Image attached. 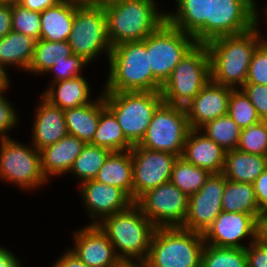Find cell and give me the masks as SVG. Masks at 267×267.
<instances>
[{"label":"cell","mask_w":267,"mask_h":267,"mask_svg":"<svg viewBox=\"0 0 267 267\" xmlns=\"http://www.w3.org/2000/svg\"><path fill=\"white\" fill-rule=\"evenodd\" d=\"M114 267H147V265H146L145 261H135V262H133V261H128V260H121Z\"/></svg>","instance_id":"db71d44e"},{"label":"cell","mask_w":267,"mask_h":267,"mask_svg":"<svg viewBox=\"0 0 267 267\" xmlns=\"http://www.w3.org/2000/svg\"><path fill=\"white\" fill-rule=\"evenodd\" d=\"M241 128H247L261 121L254 105L244 91L237 88L231 91L227 113Z\"/></svg>","instance_id":"8d00e7d4"},{"label":"cell","mask_w":267,"mask_h":267,"mask_svg":"<svg viewBox=\"0 0 267 267\" xmlns=\"http://www.w3.org/2000/svg\"><path fill=\"white\" fill-rule=\"evenodd\" d=\"M200 129L225 151L237 148L242 130L228 114L207 122Z\"/></svg>","instance_id":"e575fe53"},{"label":"cell","mask_w":267,"mask_h":267,"mask_svg":"<svg viewBox=\"0 0 267 267\" xmlns=\"http://www.w3.org/2000/svg\"><path fill=\"white\" fill-rule=\"evenodd\" d=\"M178 10L166 13V21L184 33L192 35L196 43H207V19H210V0H175Z\"/></svg>","instance_id":"ffe728a7"},{"label":"cell","mask_w":267,"mask_h":267,"mask_svg":"<svg viewBox=\"0 0 267 267\" xmlns=\"http://www.w3.org/2000/svg\"><path fill=\"white\" fill-rule=\"evenodd\" d=\"M12 31L32 37L36 41L41 39L40 13L31 11L19 2L12 4Z\"/></svg>","instance_id":"f35d334b"},{"label":"cell","mask_w":267,"mask_h":267,"mask_svg":"<svg viewBox=\"0 0 267 267\" xmlns=\"http://www.w3.org/2000/svg\"><path fill=\"white\" fill-rule=\"evenodd\" d=\"M257 240L267 247V213L261 214L257 220Z\"/></svg>","instance_id":"f907efd6"},{"label":"cell","mask_w":267,"mask_h":267,"mask_svg":"<svg viewBox=\"0 0 267 267\" xmlns=\"http://www.w3.org/2000/svg\"><path fill=\"white\" fill-rule=\"evenodd\" d=\"M20 0H0V3H5V4H13V3H17Z\"/></svg>","instance_id":"9f6ffc18"},{"label":"cell","mask_w":267,"mask_h":267,"mask_svg":"<svg viewBox=\"0 0 267 267\" xmlns=\"http://www.w3.org/2000/svg\"><path fill=\"white\" fill-rule=\"evenodd\" d=\"M74 236L75 246L70 251L88 267H114L121 261L98 224H88Z\"/></svg>","instance_id":"d6986e66"},{"label":"cell","mask_w":267,"mask_h":267,"mask_svg":"<svg viewBox=\"0 0 267 267\" xmlns=\"http://www.w3.org/2000/svg\"><path fill=\"white\" fill-rule=\"evenodd\" d=\"M0 144V179L23 189L39 188L47 183L38 149L11 138H0Z\"/></svg>","instance_id":"30bf717a"},{"label":"cell","mask_w":267,"mask_h":267,"mask_svg":"<svg viewBox=\"0 0 267 267\" xmlns=\"http://www.w3.org/2000/svg\"><path fill=\"white\" fill-rule=\"evenodd\" d=\"M211 174L209 170L194 166L180 156L173 164L170 182L189 197L200 190Z\"/></svg>","instance_id":"d6a6232c"},{"label":"cell","mask_w":267,"mask_h":267,"mask_svg":"<svg viewBox=\"0 0 267 267\" xmlns=\"http://www.w3.org/2000/svg\"><path fill=\"white\" fill-rule=\"evenodd\" d=\"M249 243V247L245 248L247 267H267V247L258 240Z\"/></svg>","instance_id":"ee69618b"},{"label":"cell","mask_w":267,"mask_h":267,"mask_svg":"<svg viewBox=\"0 0 267 267\" xmlns=\"http://www.w3.org/2000/svg\"><path fill=\"white\" fill-rule=\"evenodd\" d=\"M106 107L115 115L125 137L138 144L157 108L164 102L161 91L101 92Z\"/></svg>","instance_id":"8992f818"},{"label":"cell","mask_w":267,"mask_h":267,"mask_svg":"<svg viewBox=\"0 0 267 267\" xmlns=\"http://www.w3.org/2000/svg\"><path fill=\"white\" fill-rule=\"evenodd\" d=\"M234 88L214 83L211 79L187 104L185 110L191 129H199L207 122L227 115L228 101Z\"/></svg>","instance_id":"e0dca14e"},{"label":"cell","mask_w":267,"mask_h":267,"mask_svg":"<svg viewBox=\"0 0 267 267\" xmlns=\"http://www.w3.org/2000/svg\"><path fill=\"white\" fill-rule=\"evenodd\" d=\"M73 50L68 41H48L39 39L35 43L34 56L28 72L46 74L48 70L72 56Z\"/></svg>","instance_id":"1f68e13d"},{"label":"cell","mask_w":267,"mask_h":267,"mask_svg":"<svg viewBox=\"0 0 267 267\" xmlns=\"http://www.w3.org/2000/svg\"><path fill=\"white\" fill-rule=\"evenodd\" d=\"M111 153L112 151L107 148L87 143L68 173L75 174L79 180L81 179L80 182L94 180Z\"/></svg>","instance_id":"836d02e7"},{"label":"cell","mask_w":267,"mask_h":267,"mask_svg":"<svg viewBox=\"0 0 267 267\" xmlns=\"http://www.w3.org/2000/svg\"><path fill=\"white\" fill-rule=\"evenodd\" d=\"M222 210L261 216L252 183L226 179L222 196Z\"/></svg>","instance_id":"f546056e"},{"label":"cell","mask_w":267,"mask_h":267,"mask_svg":"<svg viewBox=\"0 0 267 267\" xmlns=\"http://www.w3.org/2000/svg\"><path fill=\"white\" fill-rule=\"evenodd\" d=\"M210 79V56L207 45L196 43L162 85V98L167 104L184 107Z\"/></svg>","instance_id":"52a82bcc"},{"label":"cell","mask_w":267,"mask_h":267,"mask_svg":"<svg viewBox=\"0 0 267 267\" xmlns=\"http://www.w3.org/2000/svg\"><path fill=\"white\" fill-rule=\"evenodd\" d=\"M246 83L267 85V42L256 48L250 62Z\"/></svg>","instance_id":"ab89813d"},{"label":"cell","mask_w":267,"mask_h":267,"mask_svg":"<svg viewBox=\"0 0 267 267\" xmlns=\"http://www.w3.org/2000/svg\"><path fill=\"white\" fill-rule=\"evenodd\" d=\"M257 28L256 25L247 32L218 37L206 43L210 56L211 80L214 83L234 89L238 85L241 88L246 83L252 56L264 41Z\"/></svg>","instance_id":"6da1fadb"},{"label":"cell","mask_w":267,"mask_h":267,"mask_svg":"<svg viewBox=\"0 0 267 267\" xmlns=\"http://www.w3.org/2000/svg\"><path fill=\"white\" fill-rule=\"evenodd\" d=\"M36 40L22 33L9 32L0 39V65H16L28 71L31 65Z\"/></svg>","instance_id":"f1b7e54d"},{"label":"cell","mask_w":267,"mask_h":267,"mask_svg":"<svg viewBox=\"0 0 267 267\" xmlns=\"http://www.w3.org/2000/svg\"><path fill=\"white\" fill-rule=\"evenodd\" d=\"M239 151L267 156V120L241 130L237 148Z\"/></svg>","instance_id":"74e56055"},{"label":"cell","mask_w":267,"mask_h":267,"mask_svg":"<svg viewBox=\"0 0 267 267\" xmlns=\"http://www.w3.org/2000/svg\"><path fill=\"white\" fill-rule=\"evenodd\" d=\"M9 78L6 70L0 65V92H6L9 87Z\"/></svg>","instance_id":"f5cc1de1"},{"label":"cell","mask_w":267,"mask_h":267,"mask_svg":"<svg viewBox=\"0 0 267 267\" xmlns=\"http://www.w3.org/2000/svg\"><path fill=\"white\" fill-rule=\"evenodd\" d=\"M58 3L71 4L77 7L84 6V0H56Z\"/></svg>","instance_id":"11a10c76"},{"label":"cell","mask_w":267,"mask_h":267,"mask_svg":"<svg viewBox=\"0 0 267 267\" xmlns=\"http://www.w3.org/2000/svg\"><path fill=\"white\" fill-rule=\"evenodd\" d=\"M122 0H84V6L106 8L108 6L118 4Z\"/></svg>","instance_id":"816d5d0a"},{"label":"cell","mask_w":267,"mask_h":267,"mask_svg":"<svg viewBox=\"0 0 267 267\" xmlns=\"http://www.w3.org/2000/svg\"><path fill=\"white\" fill-rule=\"evenodd\" d=\"M195 44L192 35L165 21L153 34L146 37L153 77L163 85L170 78L175 66Z\"/></svg>","instance_id":"9c48e42d"},{"label":"cell","mask_w":267,"mask_h":267,"mask_svg":"<svg viewBox=\"0 0 267 267\" xmlns=\"http://www.w3.org/2000/svg\"><path fill=\"white\" fill-rule=\"evenodd\" d=\"M52 267H88L70 250L66 251Z\"/></svg>","instance_id":"7dc6e473"},{"label":"cell","mask_w":267,"mask_h":267,"mask_svg":"<svg viewBox=\"0 0 267 267\" xmlns=\"http://www.w3.org/2000/svg\"><path fill=\"white\" fill-rule=\"evenodd\" d=\"M252 184L261 214L267 213V168Z\"/></svg>","instance_id":"f6af8a7d"},{"label":"cell","mask_w":267,"mask_h":267,"mask_svg":"<svg viewBox=\"0 0 267 267\" xmlns=\"http://www.w3.org/2000/svg\"><path fill=\"white\" fill-rule=\"evenodd\" d=\"M257 220L253 214L222 211L203 234L205 244L218 247L246 248L240 240H257Z\"/></svg>","instance_id":"2e32d148"},{"label":"cell","mask_w":267,"mask_h":267,"mask_svg":"<svg viewBox=\"0 0 267 267\" xmlns=\"http://www.w3.org/2000/svg\"><path fill=\"white\" fill-rule=\"evenodd\" d=\"M98 225L106 233L120 260L145 261L157 228L133 203L126 210L108 216Z\"/></svg>","instance_id":"3957f363"},{"label":"cell","mask_w":267,"mask_h":267,"mask_svg":"<svg viewBox=\"0 0 267 267\" xmlns=\"http://www.w3.org/2000/svg\"><path fill=\"white\" fill-rule=\"evenodd\" d=\"M156 9L154 0H122L104 8L112 47L124 42L143 41L153 34L166 21V12Z\"/></svg>","instance_id":"277c9868"},{"label":"cell","mask_w":267,"mask_h":267,"mask_svg":"<svg viewBox=\"0 0 267 267\" xmlns=\"http://www.w3.org/2000/svg\"><path fill=\"white\" fill-rule=\"evenodd\" d=\"M189 197L166 182L142 194L134 203L158 227H181L188 212Z\"/></svg>","instance_id":"7c38bea8"},{"label":"cell","mask_w":267,"mask_h":267,"mask_svg":"<svg viewBox=\"0 0 267 267\" xmlns=\"http://www.w3.org/2000/svg\"><path fill=\"white\" fill-rule=\"evenodd\" d=\"M90 144L112 152L128 151L133 146L125 137L115 115L107 107L100 112L97 129Z\"/></svg>","instance_id":"4dcf8cb0"},{"label":"cell","mask_w":267,"mask_h":267,"mask_svg":"<svg viewBox=\"0 0 267 267\" xmlns=\"http://www.w3.org/2000/svg\"><path fill=\"white\" fill-rule=\"evenodd\" d=\"M201 267H247L245 248L205 244Z\"/></svg>","instance_id":"d590c367"},{"label":"cell","mask_w":267,"mask_h":267,"mask_svg":"<svg viewBox=\"0 0 267 267\" xmlns=\"http://www.w3.org/2000/svg\"><path fill=\"white\" fill-rule=\"evenodd\" d=\"M89 104L64 110L67 132L90 143L97 129L100 112L106 107L103 96Z\"/></svg>","instance_id":"cb8c5ba5"},{"label":"cell","mask_w":267,"mask_h":267,"mask_svg":"<svg viewBox=\"0 0 267 267\" xmlns=\"http://www.w3.org/2000/svg\"><path fill=\"white\" fill-rule=\"evenodd\" d=\"M5 92H0V138H10L7 135V131L15 126L18 123V116L14 107L8 102L7 98H4Z\"/></svg>","instance_id":"7bdbcfd3"},{"label":"cell","mask_w":267,"mask_h":267,"mask_svg":"<svg viewBox=\"0 0 267 267\" xmlns=\"http://www.w3.org/2000/svg\"><path fill=\"white\" fill-rule=\"evenodd\" d=\"M109 64L110 72L103 92H152L162 89L149 66L146 38L112 47Z\"/></svg>","instance_id":"7a4b0ae2"},{"label":"cell","mask_w":267,"mask_h":267,"mask_svg":"<svg viewBox=\"0 0 267 267\" xmlns=\"http://www.w3.org/2000/svg\"><path fill=\"white\" fill-rule=\"evenodd\" d=\"M34 119L31 137H33V146L39 151L58 142L68 134L64 110L52 105L43 96Z\"/></svg>","instance_id":"44dd1931"},{"label":"cell","mask_w":267,"mask_h":267,"mask_svg":"<svg viewBox=\"0 0 267 267\" xmlns=\"http://www.w3.org/2000/svg\"><path fill=\"white\" fill-rule=\"evenodd\" d=\"M267 168V156L249 154L238 149L225 152L222 173L234 182L253 183Z\"/></svg>","instance_id":"484cf974"},{"label":"cell","mask_w":267,"mask_h":267,"mask_svg":"<svg viewBox=\"0 0 267 267\" xmlns=\"http://www.w3.org/2000/svg\"><path fill=\"white\" fill-rule=\"evenodd\" d=\"M12 4L0 3V39L12 31Z\"/></svg>","instance_id":"bcb514c9"},{"label":"cell","mask_w":267,"mask_h":267,"mask_svg":"<svg viewBox=\"0 0 267 267\" xmlns=\"http://www.w3.org/2000/svg\"><path fill=\"white\" fill-rule=\"evenodd\" d=\"M68 43L73 53L88 63L94 58H98L102 51H106L109 58L112 45L107 35V20L104 9L89 6L78 7L75 10Z\"/></svg>","instance_id":"8fae6325"},{"label":"cell","mask_w":267,"mask_h":267,"mask_svg":"<svg viewBox=\"0 0 267 267\" xmlns=\"http://www.w3.org/2000/svg\"><path fill=\"white\" fill-rule=\"evenodd\" d=\"M225 150L199 133V129H191L184 144L182 156L187 162L209 170L211 173H222L225 160Z\"/></svg>","instance_id":"7402d4cb"},{"label":"cell","mask_w":267,"mask_h":267,"mask_svg":"<svg viewBox=\"0 0 267 267\" xmlns=\"http://www.w3.org/2000/svg\"><path fill=\"white\" fill-rule=\"evenodd\" d=\"M133 201L145 192L170 181L173 164L177 155L170 152L150 150L133 145Z\"/></svg>","instance_id":"5bb4252c"},{"label":"cell","mask_w":267,"mask_h":267,"mask_svg":"<svg viewBox=\"0 0 267 267\" xmlns=\"http://www.w3.org/2000/svg\"><path fill=\"white\" fill-rule=\"evenodd\" d=\"M226 184L223 173H212L200 190L189 196L188 212L181 228L204 234L222 210Z\"/></svg>","instance_id":"9a60e30c"},{"label":"cell","mask_w":267,"mask_h":267,"mask_svg":"<svg viewBox=\"0 0 267 267\" xmlns=\"http://www.w3.org/2000/svg\"><path fill=\"white\" fill-rule=\"evenodd\" d=\"M94 180L121 188L133 199L131 151L112 152L100 168Z\"/></svg>","instance_id":"4316f807"},{"label":"cell","mask_w":267,"mask_h":267,"mask_svg":"<svg viewBox=\"0 0 267 267\" xmlns=\"http://www.w3.org/2000/svg\"><path fill=\"white\" fill-rule=\"evenodd\" d=\"M10 250L0 247V267H22Z\"/></svg>","instance_id":"681fc988"},{"label":"cell","mask_w":267,"mask_h":267,"mask_svg":"<svg viewBox=\"0 0 267 267\" xmlns=\"http://www.w3.org/2000/svg\"><path fill=\"white\" fill-rule=\"evenodd\" d=\"M87 64L89 63L82 57L73 54L72 56L65 58L64 61L52 66L46 73H55V76H53L55 78L52 81V83H54L81 76L80 71L83 67L87 66Z\"/></svg>","instance_id":"60d3db41"},{"label":"cell","mask_w":267,"mask_h":267,"mask_svg":"<svg viewBox=\"0 0 267 267\" xmlns=\"http://www.w3.org/2000/svg\"><path fill=\"white\" fill-rule=\"evenodd\" d=\"M80 186L84 206L90 217L93 220L94 218L101 219L99 221L95 219L90 224H98L104 218L124 211L134 203L133 199L121 188L96 180L82 182Z\"/></svg>","instance_id":"ac0fdd59"},{"label":"cell","mask_w":267,"mask_h":267,"mask_svg":"<svg viewBox=\"0 0 267 267\" xmlns=\"http://www.w3.org/2000/svg\"><path fill=\"white\" fill-rule=\"evenodd\" d=\"M241 89L254 105L261 120H267V85L245 83Z\"/></svg>","instance_id":"b9f144b4"},{"label":"cell","mask_w":267,"mask_h":267,"mask_svg":"<svg viewBox=\"0 0 267 267\" xmlns=\"http://www.w3.org/2000/svg\"><path fill=\"white\" fill-rule=\"evenodd\" d=\"M203 234L181 227H158L151 239L147 267H201Z\"/></svg>","instance_id":"5b68a950"},{"label":"cell","mask_w":267,"mask_h":267,"mask_svg":"<svg viewBox=\"0 0 267 267\" xmlns=\"http://www.w3.org/2000/svg\"><path fill=\"white\" fill-rule=\"evenodd\" d=\"M77 6L57 3L40 13L41 39L48 41H68Z\"/></svg>","instance_id":"83f0119b"},{"label":"cell","mask_w":267,"mask_h":267,"mask_svg":"<svg viewBox=\"0 0 267 267\" xmlns=\"http://www.w3.org/2000/svg\"><path fill=\"white\" fill-rule=\"evenodd\" d=\"M86 144L74 135L67 134L58 142L41 149L42 172L46 179L49 180L52 175L68 173Z\"/></svg>","instance_id":"603a6c76"},{"label":"cell","mask_w":267,"mask_h":267,"mask_svg":"<svg viewBox=\"0 0 267 267\" xmlns=\"http://www.w3.org/2000/svg\"><path fill=\"white\" fill-rule=\"evenodd\" d=\"M19 3L31 11L41 13L48 7L55 6L58 2L56 0H20Z\"/></svg>","instance_id":"c3c4849f"},{"label":"cell","mask_w":267,"mask_h":267,"mask_svg":"<svg viewBox=\"0 0 267 267\" xmlns=\"http://www.w3.org/2000/svg\"><path fill=\"white\" fill-rule=\"evenodd\" d=\"M190 130L185 107L163 102L155 111L144 137L137 145L180 157Z\"/></svg>","instance_id":"ba28073f"},{"label":"cell","mask_w":267,"mask_h":267,"mask_svg":"<svg viewBox=\"0 0 267 267\" xmlns=\"http://www.w3.org/2000/svg\"><path fill=\"white\" fill-rule=\"evenodd\" d=\"M249 1L257 8L255 0H249Z\"/></svg>","instance_id":"6f0895ef"},{"label":"cell","mask_w":267,"mask_h":267,"mask_svg":"<svg viewBox=\"0 0 267 267\" xmlns=\"http://www.w3.org/2000/svg\"><path fill=\"white\" fill-rule=\"evenodd\" d=\"M257 10L249 0H210L207 42L249 31L259 23Z\"/></svg>","instance_id":"4fadbf2b"},{"label":"cell","mask_w":267,"mask_h":267,"mask_svg":"<svg viewBox=\"0 0 267 267\" xmlns=\"http://www.w3.org/2000/svg\"><path fill=\"white\" fill-rule=\"evenodd\" d=\"M90 92L87 80L81 75L52 83L47 91L43 92V97L52 105L67 110L91 103Z\"/></svg>","instance_id":"d4e9b609"}]
</instances>
